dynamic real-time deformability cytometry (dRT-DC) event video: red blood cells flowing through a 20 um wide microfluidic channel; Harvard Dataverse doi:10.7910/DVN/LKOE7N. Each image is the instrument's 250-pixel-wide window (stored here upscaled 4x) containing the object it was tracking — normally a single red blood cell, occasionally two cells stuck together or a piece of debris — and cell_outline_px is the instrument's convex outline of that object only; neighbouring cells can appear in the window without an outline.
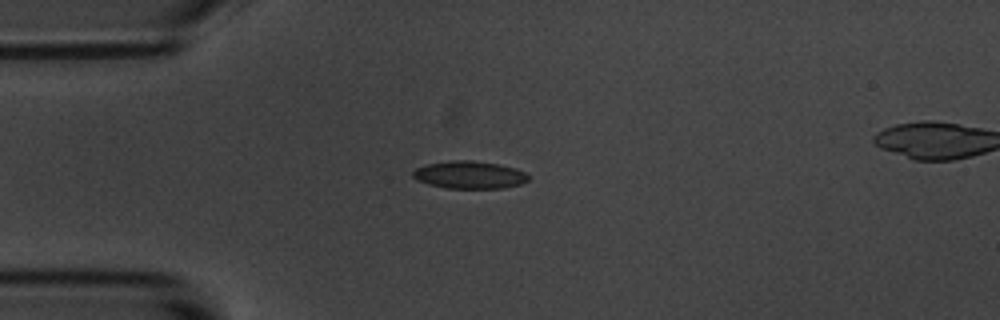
{"species": "common noctule bat (a hibernating species)", "species_latin": "Nyctalus noctula", "temperature_condition": "room temperature", "stored_images_in_passage": 7, "camera_frame_rate_fps": 3000, "um_per_image_px": 0.085, "animal": {"sex": "male", "body_mass_g": 20.1, "forearm_length_mm": 53.5}, "frame": {"image": 1, "passage_image": 4, "time_ms": 3.667, "image_size_px": [1000, 320], "cell_outline_px": [[528, 180], [520, 184], [504, 188], [448, 188], [428, 184], [416, 180], [412, 176], [412, 172], [416, 168], [424, 164], [452, 160], [472, 160], [500, 164], [516, 168], [524, 172], [528, 176]], "centroid_in_image_um": [39.88, 14.85], "position_along_channel_um": 45.1, "area_um2": 18.67}}
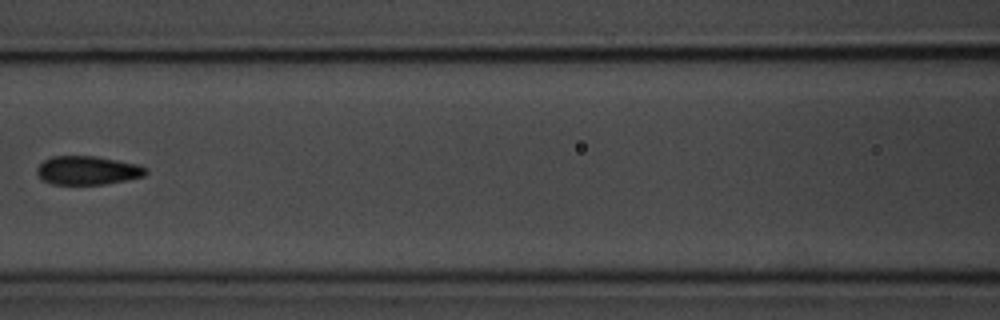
{"frame": {"image": 2, "passage_image": 7, "time_ms": 7.333, "image_size_px": [1000, 320], "cell_outline_px": [[148, 172], [144, 176], [104, 184], [52, 184], [44, 180], [36, 172], [36, 168], [44, 160], [52, 156], [96, 156], [140, 164], [148, 168]], "centroid_in_image_um": [7.48, 14.47], "position_along_channel_um": 159.1, "area_um2": 18.21}}